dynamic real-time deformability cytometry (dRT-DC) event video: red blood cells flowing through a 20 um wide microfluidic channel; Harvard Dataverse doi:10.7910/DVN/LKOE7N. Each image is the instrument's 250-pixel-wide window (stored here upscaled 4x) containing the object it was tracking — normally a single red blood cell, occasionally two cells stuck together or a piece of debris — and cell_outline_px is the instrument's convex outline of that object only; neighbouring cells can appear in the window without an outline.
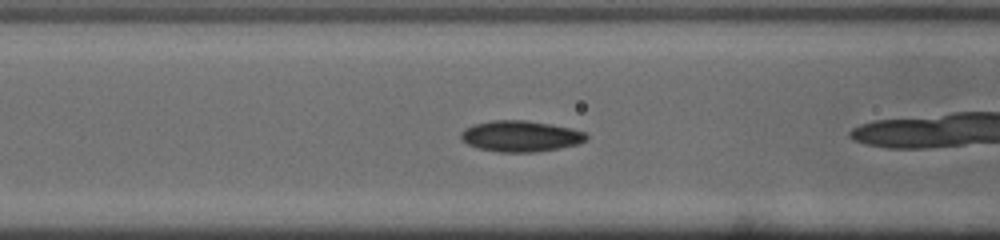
{"species": "common noctule bat (a hibernating species)", "species_latin": "Nyctalus noctula", "temperature_condition": "cold", "stored_images_in_passage": 26, "camera_frame_rate_fps": 3000, "um_per_image_px": 0.085, "animal": {"sex": "male", "body_mass_g": 19.0, "forearm_length_mm": 50.8}, "frame": {"image": 1, "passage_image": 6, "time_ms": 1.667, "image_size_px": [1000, 240], "cell_outline_px": [[588, 136], [584, 140], [576, 144], [560, 148], [536, 152], [500, 152], [476, 148], [460, 140], [460, 132], [464, 128], [476, 124], [496, 120], [524, 120], [548, 124], [568, 128], [584, 132]], "centroid_in_image_um": [44.18, 11.59], "position_along_channel_um": 122.4, "area_um2": 22.43}}
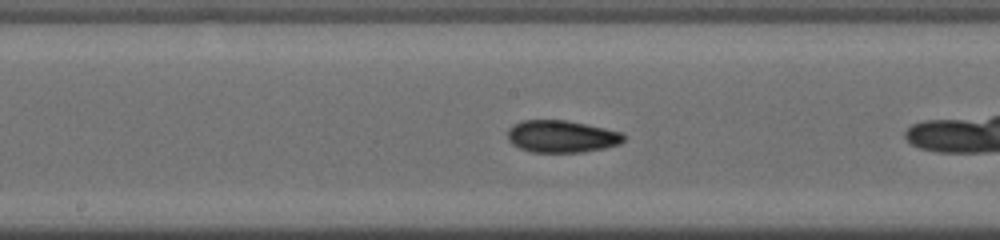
{"frame": {"image": 2, "passage_image": 12, "time_ms": 3.667, "image_size_px": [1000, 240], "cell_outline_px": [[624, 140], [620, 144], [604, 148], [584, 152], [532, 152], [520, 148], [512, 144], [508, 140], [508, 128], [512, 124], [524, 120], [564, 120], [624, 132]], "centroid_in_image_um": [47.73, 11.6], "position_along_channel_um": 200.5, "area_um2": 21.79}}
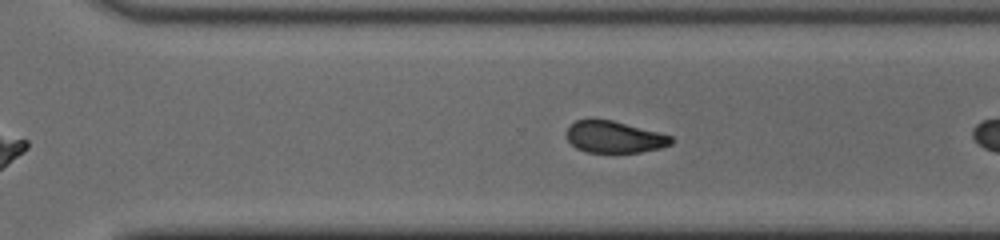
{"frame": {"image": 3, "passage_image": 21, "time_ms": 6.667, "image_size_px": [1000, 240], "cell_outline_px": [[672, 144], [660, 148], [640, 152], [584, 152], [576, 148], [568, 140], [568, 128], [576, 120], [612, 120], [672, 136]], "centroid_in_image_um": [52.22, 11.66], "position_along_channel_um": 318.4, "area_um2": 18.96}}